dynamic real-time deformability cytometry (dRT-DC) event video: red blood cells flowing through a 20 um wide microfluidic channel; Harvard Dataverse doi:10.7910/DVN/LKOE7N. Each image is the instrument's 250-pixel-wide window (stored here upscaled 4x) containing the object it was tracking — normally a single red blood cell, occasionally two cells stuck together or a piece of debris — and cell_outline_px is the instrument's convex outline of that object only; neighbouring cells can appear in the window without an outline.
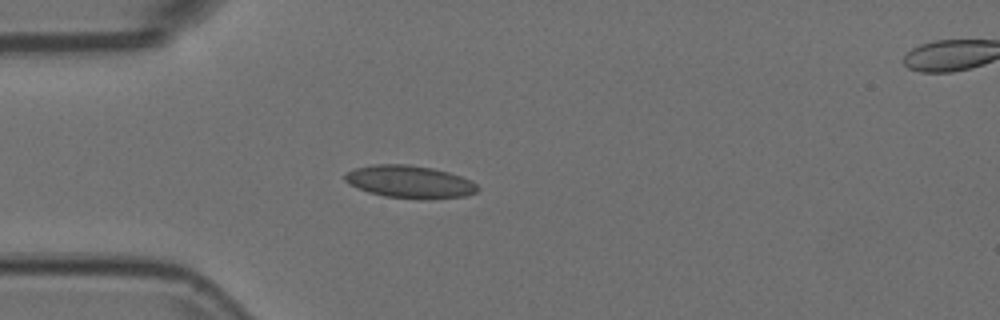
{"species": "Egyptian fruit bat (a non-hibernating species)", "species_latin": "Rousettus aegyptiacus", "temperature_condition": "room temperature", "stored_images_in_passage": 26, "camera_frame_rate_fps": 3000, "um_per_image_px": 0.085, "animal": {"sex": "female"}, "frame": {"image": 1, "passage_image": 1, "time_ms": 0.0, "image_size_px": [1000, 320], "cell_outline_px": [[480, 188], [476, 192], [468, 196], [428, 200], [420, 200], [384, 196], [368, 192], [356, 188], [348, 184], [344, 180], [344, 176], [348, 172], [356, 168], [376, 164], [408, 164], [432, 168], [448, 172], [472, 180]], "centroid_in_image_um": [34.85, 15.47], "position_along_channel_um": 50.1, "area_um2": 25.55}}
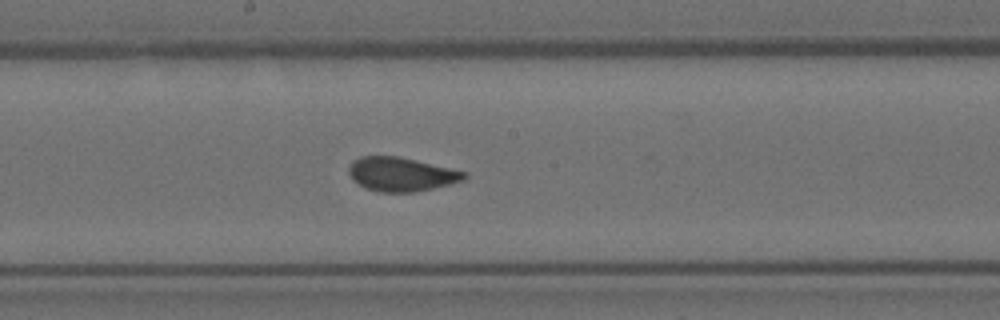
{"frame": {"image": 2, "passage_image": 15, "time_ms": 4.667, "image_size_px": [1000, 320], "cell_outline_px": [[468, 176], [464, 180], [416, 192], [380, 192], [364, 188], [352, 180], [348, 172], [348, 168], [360, 156], [396, 156], [468, 172]], "centroid_in_image_um": [34.09, 14.82], "position_along_channel_um": 214.1, "area_um2": 22.66}}
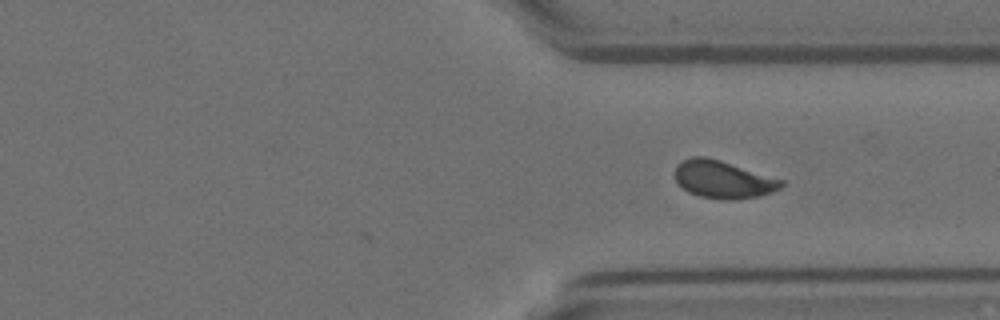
{"frame": {"image": 3, "passage_image": 26, "time_ms": 8.333, "image_size_px": [1000, 320], "cell_outline_px": [[784, 184], [780, 188], [772, 192], [756, 196], [736, 200], [720, 200], [700, 196], [688, 192], [676, 180], [676, 164], [692, 156], [704, 156], [720, 160], [784, 180]], "centroid_in_image_um": [61.47, 15.26], "position_along_channel_um": 349.9, "area_um2": 23.18}}